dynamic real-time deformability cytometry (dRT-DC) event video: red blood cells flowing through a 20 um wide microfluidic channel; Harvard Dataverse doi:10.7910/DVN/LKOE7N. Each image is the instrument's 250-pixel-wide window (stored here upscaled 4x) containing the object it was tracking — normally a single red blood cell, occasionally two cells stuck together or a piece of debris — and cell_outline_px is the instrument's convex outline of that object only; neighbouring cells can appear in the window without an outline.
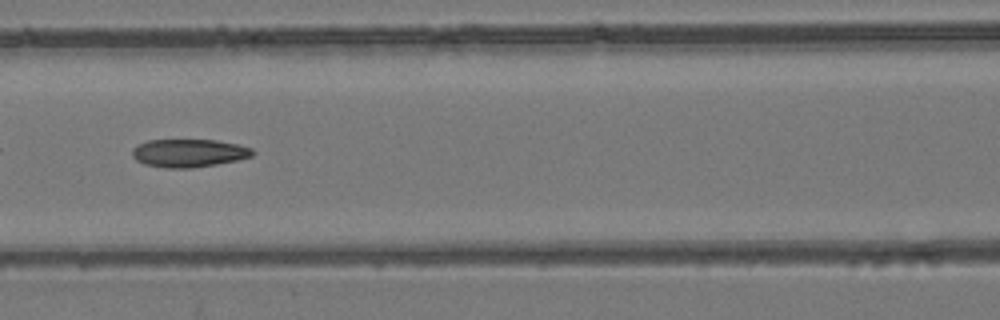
{"species": "common noctule bat (a hibernating species)", "species_latin": "Nyctalus noctula", "temperature_condition": "room temperature", "stored_images_in_passage": 22, "camera_frame_rate_fps": 3000, "um_per_image_px": 0.085, "animal": {"sex": "female", "body_mass_g": 24.6, "forearm_length_mm": 56.2}, "frame": {"image": 1, "passage_image": 10, "time_ms": 3.0, "image_size_px": [1000, 320], "cell_outline_px": [[256, 152], [252, 156], [236, 160], [216, 164], [192, 168], [164, 168], [144, 164], [136, 160], [132, 156], [132, 148], [136, 144], [148, 140], [216, 140], [240, 144], [252, 148]], "centroid_in_image_um": [16.04, 13.0], "position_along_channel_um": 150.6, "area_um2": 19.88}}
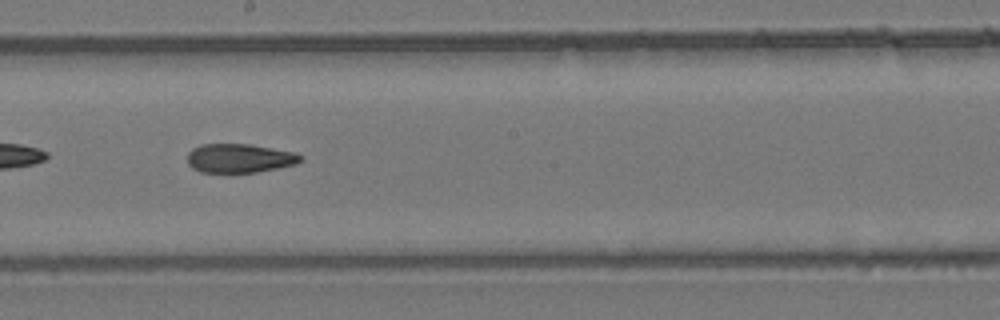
{"frame": {"image": 2, "passage_image": 16, "time_ms": 5.0, "image_size_px": [1000, 320], "cell_outline_px": [[304, 160], [296, 164], [256, 172], [200, 172], [192, 168], [188, 164], [188, 152], [192, 148], [200, 144], [252, 144], [296, 152]], "centroid_in_image_um": [20.36, 13.44], "position_along_channel_um": 227.8, "area_um2": 19.19}}
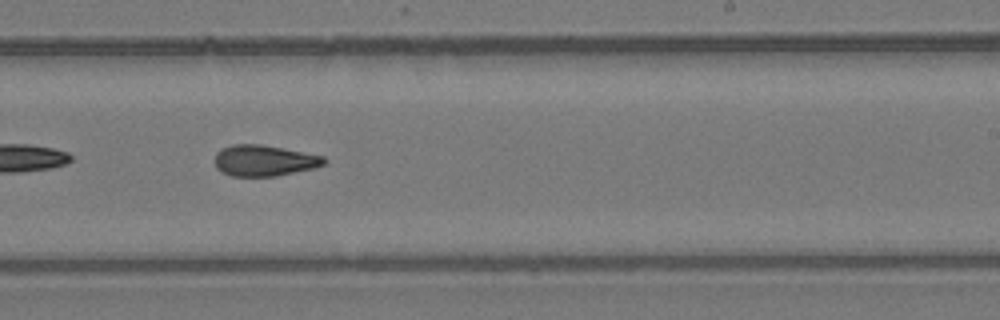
{"frame": {"image": 3, "passage_image": 19, "time_ms": 6.0, "image_size_px": [1000, 320], "cell_outline_px": [[328, 160], [324, 164], [316, 168], [276, 176], [232, 176], [216, 168], [216, 152], [220, 148], [232, 144], [260, 144], [324, 156]], "centroid_in_image_um": [22.47, 13.64], "position_along_channel_um": 266.5, "area_um2": 19.77}}